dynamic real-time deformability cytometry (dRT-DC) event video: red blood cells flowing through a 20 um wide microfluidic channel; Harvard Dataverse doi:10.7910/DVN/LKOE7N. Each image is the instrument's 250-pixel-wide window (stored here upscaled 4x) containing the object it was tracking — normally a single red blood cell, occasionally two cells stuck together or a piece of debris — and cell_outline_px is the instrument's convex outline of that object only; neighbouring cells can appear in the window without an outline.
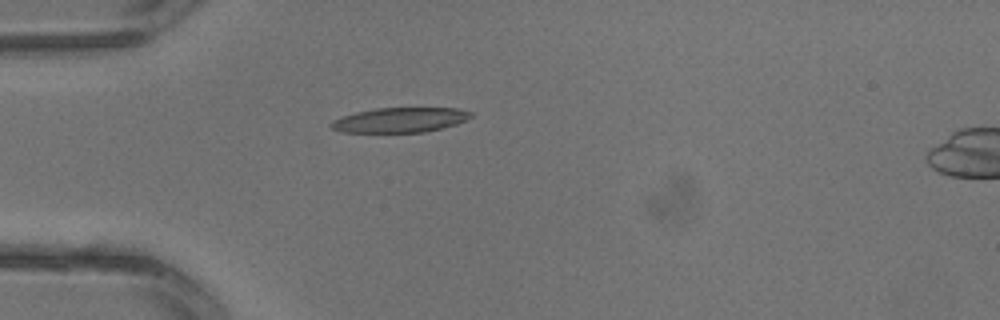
{"species": "common noctule bat (a hibernating species)", "species_latin": "Nyctalus noctula", "temperature_condition": "warm", "stored_images_in_passage": 2, "camera_frame_rate_fps": 3000, "um_per_image_px": 0.085, "animal": {"sex": "male", "body_mass_g": 13.3}, "frame": {"image": 1, "passage_image": 2, "time_ms": 0.333, "image_size_px": [1000, 320], "cell_outline_px": [[472, 116], [456, 124], [444, 128], [424, 132], [340, 132], [332, 128], [328, 124], [332, 120], [356, 112], [376, 108], [460, 108], [472, 112]], "centroid_in_image_um": [34.0, 10.2], "position_along_channel_um": 51.0, "area_um2": 20.23}}